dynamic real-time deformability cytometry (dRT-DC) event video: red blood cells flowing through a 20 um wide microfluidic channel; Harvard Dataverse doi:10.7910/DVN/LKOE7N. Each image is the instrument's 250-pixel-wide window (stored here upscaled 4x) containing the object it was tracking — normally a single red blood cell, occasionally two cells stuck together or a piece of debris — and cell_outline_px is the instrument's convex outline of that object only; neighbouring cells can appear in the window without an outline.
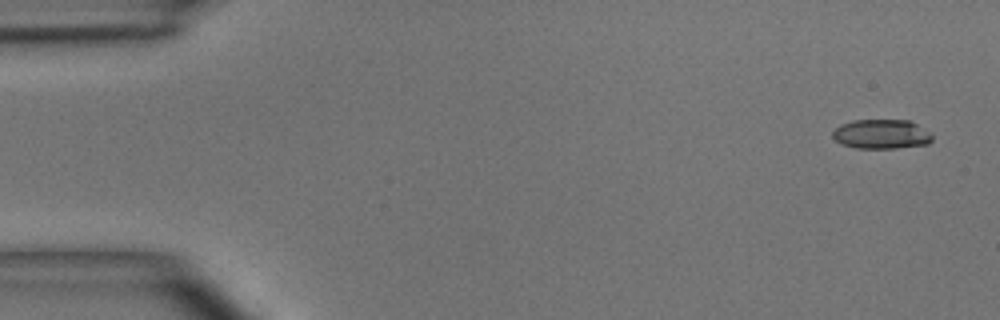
{"species": "common noctule bat (a hibernating species)", "species_latin": "Nyctalus noctula", "temperature_condition": "room temperature", "stored_images_in_passage": 5, "camera_frame_rate_fps": 3000, "um_per_image_px": 0.085, "animal": {"sex": "male", "body_mass_g": 15.6}, "frame": {"image": 1, "passage_image": 1, "time_ms": 0.0, "image_size_px": [1000, 320], "cell_outline_px": [[932, 140], [928, 144], [896, 148], [856, 148], [840, 144], [832, 136], [832, 132], [840, 124], [856, 120], [908, 120], [932, 132]], "centroid_in_image_um": [74.93, 11.4], "position_along_channel_um": 10.1, "area_um2": 17.17}}
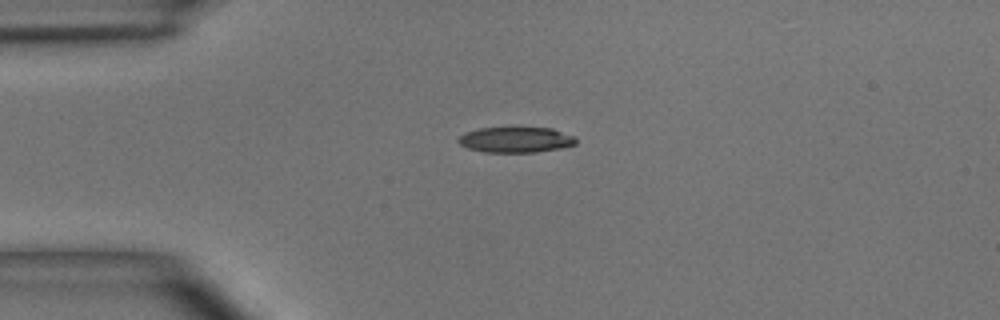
{"frame": {"image": 2, "passage_image": 3, "time_ms": 3.333, "image_size_px": [1000, 320], "cell_outline_px": [[576, 144], [560, 148], [536, 152], [484, 152], [468, 148], [460, 144], [456, 140], [464, 132], [480, 128], [516, 124], [552, 128], [572, 136], [576, 140]], "centroid_in_image_um": [43.8, 11.82], "position_along_channel_um": 41.2, "area_um2": 18.38}}
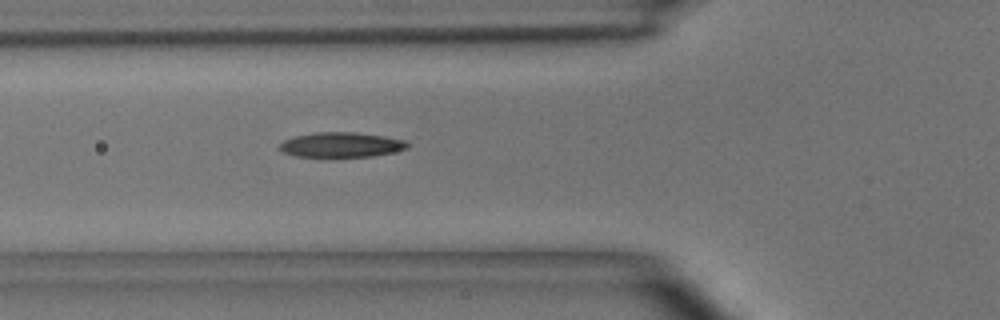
{"frame": {"image": 3, "passage_image": 5, "time_ms": 5.333, "image_size_px": [1000, 320], "cell_outline_px": [[412, 144], [408, 148], [392, 152], [372, 156], [296, 156], [280, 152], [280, 144], [284, 140], [296, 136], [316, 132], [356, 132], [384, 136], [404, 140]], "centroid_in_image_um": [29.02, 12.3], "position_along_channel_um": 96.8, "area_um2": 18.44}}